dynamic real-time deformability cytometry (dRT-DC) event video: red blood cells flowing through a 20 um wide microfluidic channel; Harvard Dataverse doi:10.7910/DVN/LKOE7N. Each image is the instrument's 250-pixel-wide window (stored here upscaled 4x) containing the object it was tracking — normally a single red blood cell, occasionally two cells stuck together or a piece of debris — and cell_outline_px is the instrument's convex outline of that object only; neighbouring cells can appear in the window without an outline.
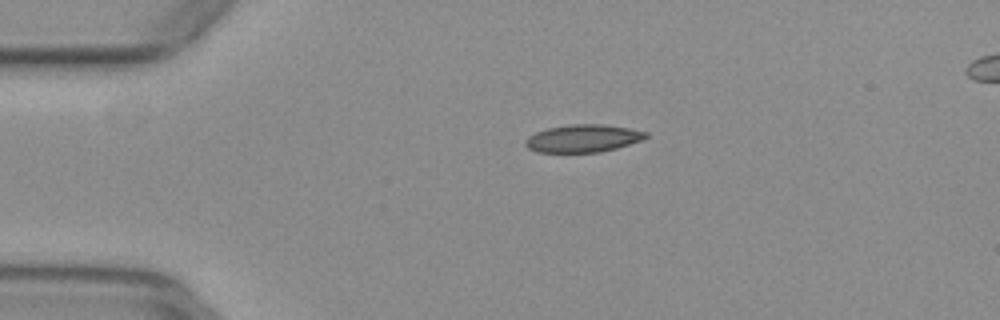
{"species": "common noctule bat (a hibernating species)", "species_latin": "Nyctalus noctula", "temperature_condition": "warm", "stored_images_in_passage": 34, "camera_frame_rate_fps": 3000, "um_per_image_px": 0.085, "animal": {"sex": "female", "body_mass_g": 29.2, "forearm_length_mm": 56.3}, "frame": {"image": 1, "passage_image": 1, "time_ms": 0.0, "image_size_px": [1000, 320], "cell_outline_px": [[648, 136], [640, 140], [616, 148], [600, 152], [536, 152], [528, 148], [524, 144], [524, 140], [528, 136], [536, 132], [548, 128], [572, 124], [604, 124], [628, 128], [648, 132]], "centroid_in_image_um": [49.52, 11.76], "position_along_channel_um": 35.5, "area_um2": 19.31}}
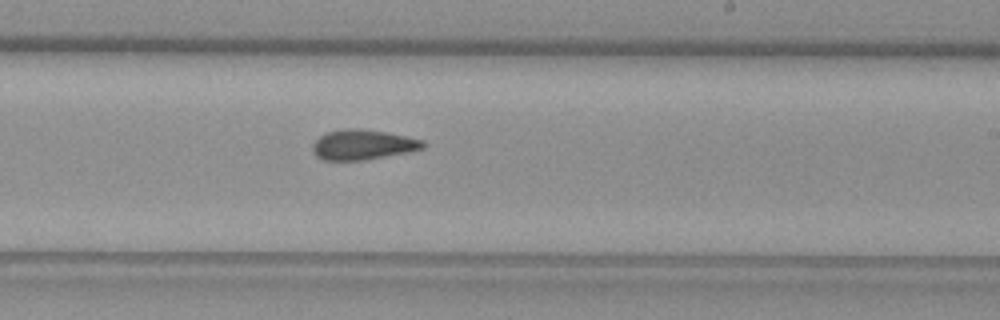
{"frame": {"image": 2, "passage_image": 21, "time_ms": 6.667, "image_size_px": [1000, 320], "cell_outline_px": [[424, 148], [384, 156], [360, 160], [324, 160], [316, 156], [312, 152], [312, 144], [320, 136], [328, 132], [348, 128], [360, 128], [384, 132], [424, 140]], "centroid_in_image_um": [30.78, 12.29], "position_along_channel_um": 258.2, "area_um2": 18.96}}
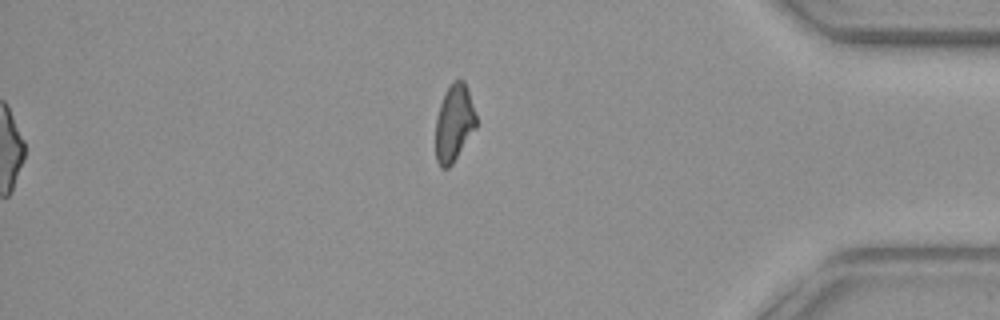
{"frame": {"image": 3, "passage_image": 34, "time_ms": 11.0, "image_size_px": [1000, 320], "cell_outline_px": [[476, 128], [452, 164], [448, 168], [440, 168], [436, 160], [436, 120], [440, 104], [452, 80], [464, 80], [468, 88], [476, 116]], "centroid_in_image_um": [38.6, 10.47], "position_along_channel_um": 396.6, "area_um2": 18.09}, "authors_computed_cell_mechanics": {"area_um2": 19.3341, "velocity_mm_per_s": 3.9518, "shape_relaxation_time_tau1_ms": null, "shape_relaxation_time_tau2_ms": 2.703, "deformation_change_tau1": null, "deformation_change_tau2": 0.0939}}